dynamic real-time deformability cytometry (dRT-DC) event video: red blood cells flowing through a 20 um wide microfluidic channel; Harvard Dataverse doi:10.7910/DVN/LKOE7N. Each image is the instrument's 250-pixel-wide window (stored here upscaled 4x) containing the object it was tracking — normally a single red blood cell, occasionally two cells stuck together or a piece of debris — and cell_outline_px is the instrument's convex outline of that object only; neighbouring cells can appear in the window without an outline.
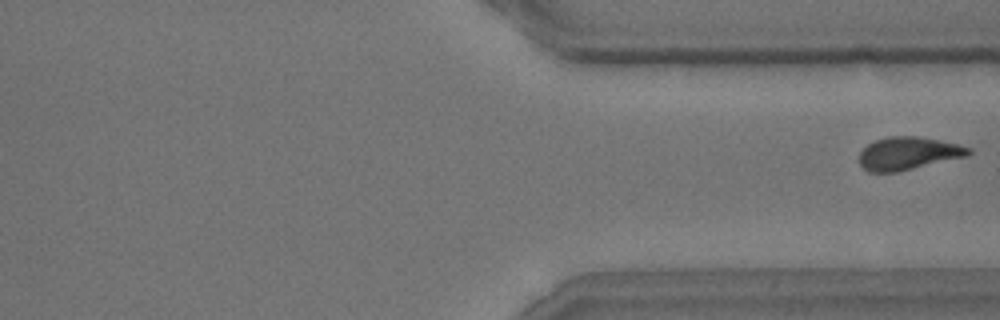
{"species": "common noctule bat (a hibernating species)", "species_latin": "Nyctalus noctula", "temperature_condition": "room temperature", "stored_images_in_passage": 23, "camera_frame_rate_fps": 3000, "um_per_image_px": 0.085, "animal": {"sex": "male", "body_mass_g": 15.6}, "frame": {"image": 1, "passage_image": 23, "time_ms": 7.333, "image_size_px": [1000, 320], "cell_outline_px": [[972, 152], [968, 156], [896, 172], [868, 172], [860, 164], [860, 152], [868, 144], [876, 140], [888, 136], [916, 136], [956, 144], [972, 148]], "centroid_in_image_um": [77.2, 13.04], "position_along_channel_um": 334.2, "area_um2": 20.69}}